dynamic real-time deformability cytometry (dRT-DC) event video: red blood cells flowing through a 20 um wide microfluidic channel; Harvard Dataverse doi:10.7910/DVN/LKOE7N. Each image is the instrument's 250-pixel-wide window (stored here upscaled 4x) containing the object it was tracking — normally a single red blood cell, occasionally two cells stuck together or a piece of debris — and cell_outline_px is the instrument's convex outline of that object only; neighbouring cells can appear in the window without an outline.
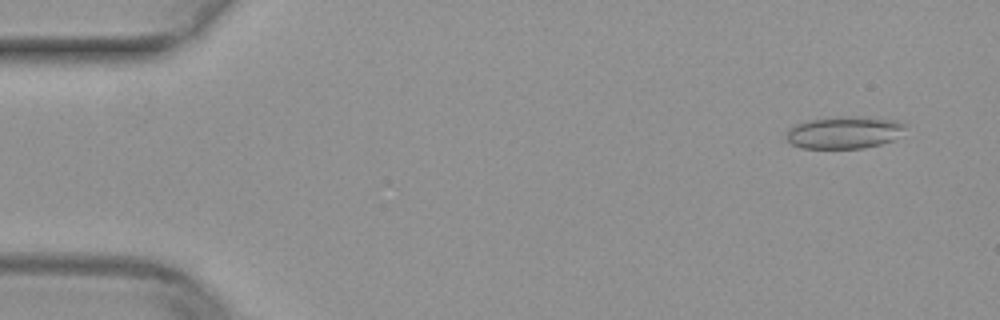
{"species": "common noctule bat (a hibernating species)", "species_latin": "Nyctalus noctula", "temperature_condition": "warm", "stored_images_in_passage": 51, "camera_frame_rate_fps": 3000, "um_per_image_px": 0.085, "animal": {"sex": "female", "body_mass_g": 29.2, "forearm_length_mm": 56.3}, "frame": {"image": 1, "passage_image": 4, "time_ms": 1.0, "image_size_px": [1000, 320], "cell_outline_px": [[904, 128], [892, 140], [880, 144], [864, 148], [800, 148], [784, 140], [784, 136], [788, 128], [796, 124], [808, 120], [840, 116], [864, 116], [896, 120], [904, 124]], "centroid_in_image_um": [71.67, 11.25], "position_along_channel_um": 13.3, "area_um2": 22.48}}
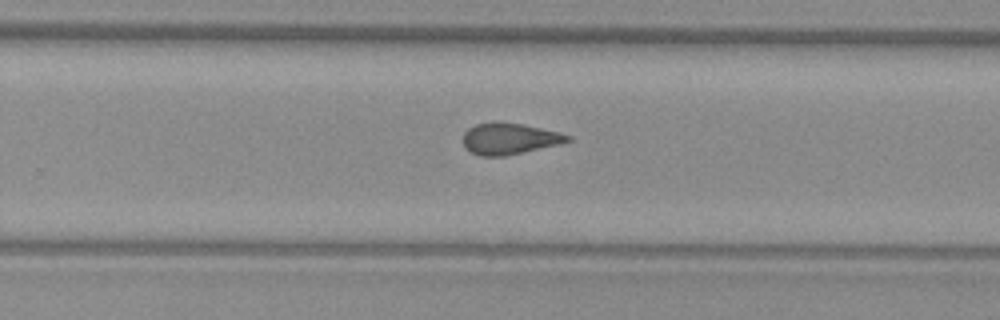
{"frame": {"image": 2, "passage_image": 33, "time_ms": 10.667, "image_size_px": [1000, 320], "cell_outline_px": [[572, 140], [560, 144], [504, 156], [480, 156], [464, 148], [464, 132], [468, 128], [476, 124], [500, 120], [560, 132], [572, 136]], "centroid_in_image_um": [43.3, 11.77], "position_along_channel_um": 286.5, "area_um2": 19.19}}
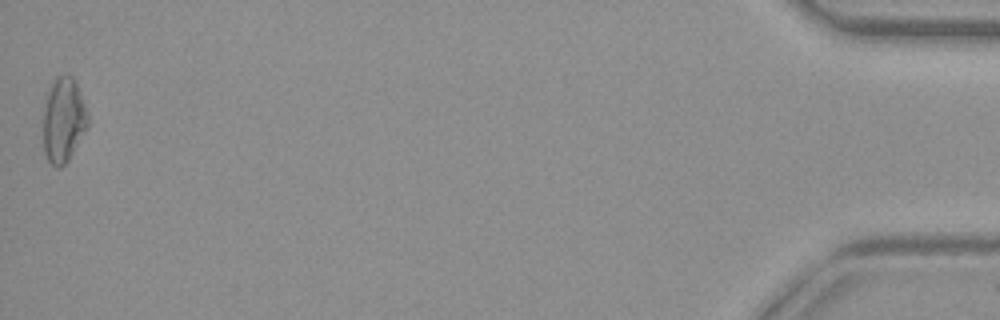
{"frame": {"image": 3, "passage_image": 51, "time_ms": 16.667, "image_size_px": [1000, 320], "cell_outline_px": [[88, 124], [68, 160], [60, 168], [56, 168], [48, 160], [44, 152], [40, 120], [44, 92], [52, 80], [56, 76], [72, 76], [76, 80], [88, 116]], "centroid_in_image_um": [5.29, 10.15], "position_along_channel_um": 429.9, "area_um2": 22.95}}